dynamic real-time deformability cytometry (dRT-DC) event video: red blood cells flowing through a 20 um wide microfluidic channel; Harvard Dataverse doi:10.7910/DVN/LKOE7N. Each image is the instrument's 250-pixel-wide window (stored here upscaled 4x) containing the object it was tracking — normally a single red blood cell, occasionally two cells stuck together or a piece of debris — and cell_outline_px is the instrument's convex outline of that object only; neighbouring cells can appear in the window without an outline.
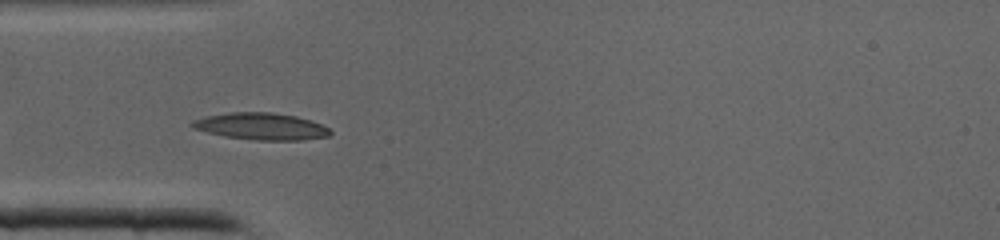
{"species": "common noctule bat (a hibernating species)", "species_latin": "Nyctalus noctula", "temperature_condition": "cold", "stored_images_in_passage": 31, "camera_frame_rate_fps": 3000, "um_per_image_px": 0.085, "animal": {"sex": "male", "body_mass_g": 19.0, "forearm_length_mm": 50.8}, "frame": {"image": 1, "passage_image": 3, "time_ms": 0.667, "image_size_px": [1000, 240], "cell_outline_px": [[332, 132], [328, 136], [304, 140], [256, 140], [224, 136], [192, 128], [188, 124], [192, 120], [204, 116], [228, 112], [272, 112], [296, 116], [312, 120], [328, 128]], "centroid_in_image_um": [22.16, 10.73], "position_along_channel_um": 62.8, "area_um2": 21.79}}
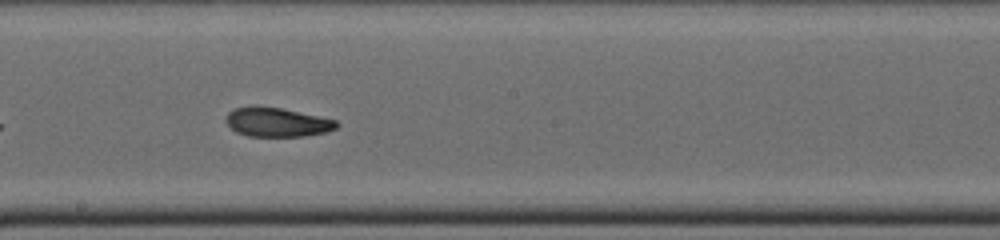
{"frame": {"image": 2, "passage_image": 13, "time_ms": 4.0, "image_size_px": [1000, 240], "cell_outline_px": [[340, 124], [336, 128], [328, 132], [304, 136], [248, 136], [236, 132], [224, 120], [228, 112], [232, 108], [252, 104], [256, 104], [280, 108], [320, 116], [336, 120]], "centroid_in_image_um": [23.52, 10.36], "position_along_channel_um": 224.7, "area_um2": 19.19}}
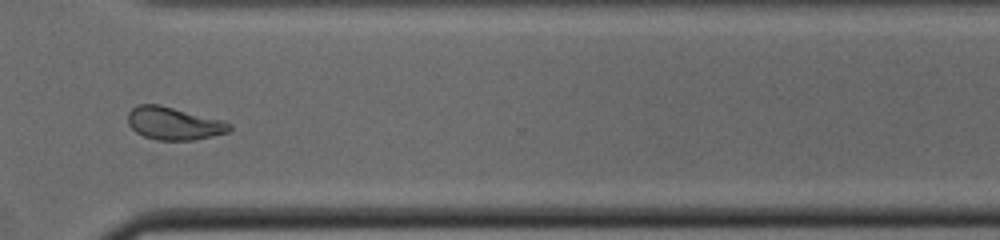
{"frame": {"image": 3, "passage_image": 21, "time_ms": 6.667, "image_size_px": [1000, 240], "cell_outline_px": [[232, 128], [228, 132], [212, 136], [192, 140], [156, 140], [144, 136], [136, 132], [128, 124], [128, 112], [132, 108], [140, 104], [160, 104], [224, 120], [232, 124]], "centroid_in_image_um": [14.79, 10.48], "position_along_channel_um": 355.8, "area_um2": 19.54}}